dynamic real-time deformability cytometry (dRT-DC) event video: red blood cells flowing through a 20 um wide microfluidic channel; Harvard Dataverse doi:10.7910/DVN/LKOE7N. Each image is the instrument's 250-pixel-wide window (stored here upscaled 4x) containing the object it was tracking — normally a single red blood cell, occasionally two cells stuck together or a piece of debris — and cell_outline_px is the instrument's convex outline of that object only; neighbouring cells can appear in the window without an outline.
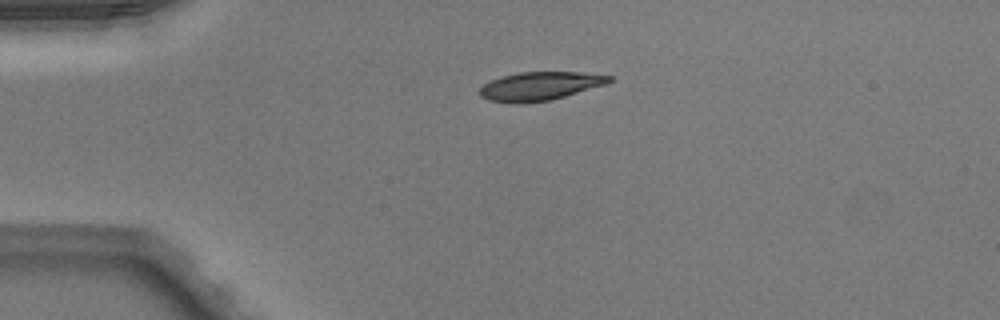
{"species": "Egyptian fruit bat (a non-hibernating species)", "species_latin": "Rousettus aegyptiacus", "temperature_condition": "warm", "stored_images_in_passage": 39, "camera_frame_rate_fps": 3000, "um_per_image_px": 0.085, "animal": {"sex": "male"}, "frame": {"image": 1, "passage_image": 1, "time_ms": 0.0, "image_size_px": [1000, 320], "cell_outline_px": [[612, 80], [608, 84], [552, 100], [488, 100], [480, 96], [480, 88], [484, 84], [492, 80], [504, 76], [520, 72], [580, 72], [612, 76]], "centroid_in_image_um": [46.0, 7.27], "position_along_channel_um": 39.0, "area_um2": 20.63}}
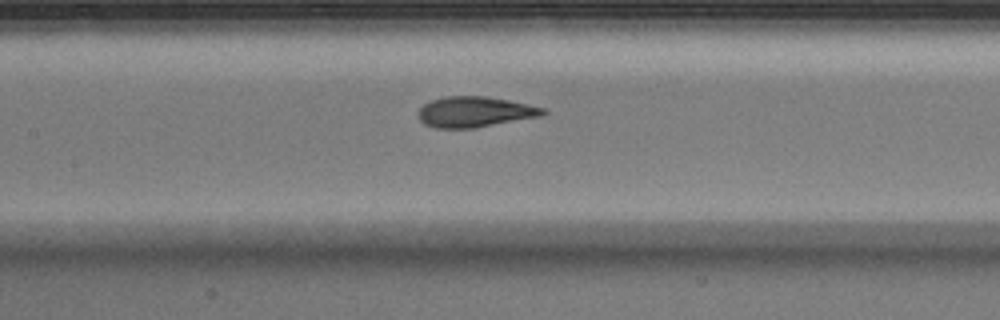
{"frame": {"image": 2, "passage_image": 13, "time_ms": 4.0, "image_size_px": [1000, 320], "cell_outline_px": [[548, 112], [540, 116], [476, 128], [436, 128], [424, 124], [420, 120], [420, 108], [424, 104], [432, 100], [448, 96], [484, 96], [508, 100], [548, 108]], "centroid_in_image_um": [40.41, 9.51], "position_along_channel_um": 167.0, "area_um2": 22.14}}
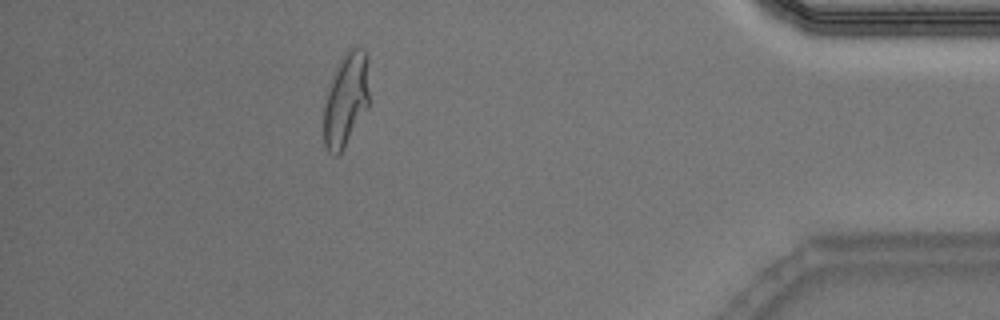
{"frame": {"image": 3, "passage_image": 34, "time_ms": 11.0, "image_size_px": [1000, 320], "cell_outline_px": [[368, 104], [344, 148], [336, 156], [332, 156], [328, 152], [324, 144], [324, 104], [332, 80], [344, 52], [352, 48], [364, 48], [368, 56]], "centroid_in_image_um": [29.41, 8.47], "position_along_channel_um": 405.8, "area_um2": 24.28}, "authors_computed_cell_mechanics": {"area_um2": 22.6576, "velocity_mm_per_s": 4.0375, "shape_relaxation_time_tau1_ms": 4.0387, "shape_relaxation_time_tau2_ms": 0.9767, "deformation_change_tau1": 0.1846, "deformation_change_tau2": 0.0707}}